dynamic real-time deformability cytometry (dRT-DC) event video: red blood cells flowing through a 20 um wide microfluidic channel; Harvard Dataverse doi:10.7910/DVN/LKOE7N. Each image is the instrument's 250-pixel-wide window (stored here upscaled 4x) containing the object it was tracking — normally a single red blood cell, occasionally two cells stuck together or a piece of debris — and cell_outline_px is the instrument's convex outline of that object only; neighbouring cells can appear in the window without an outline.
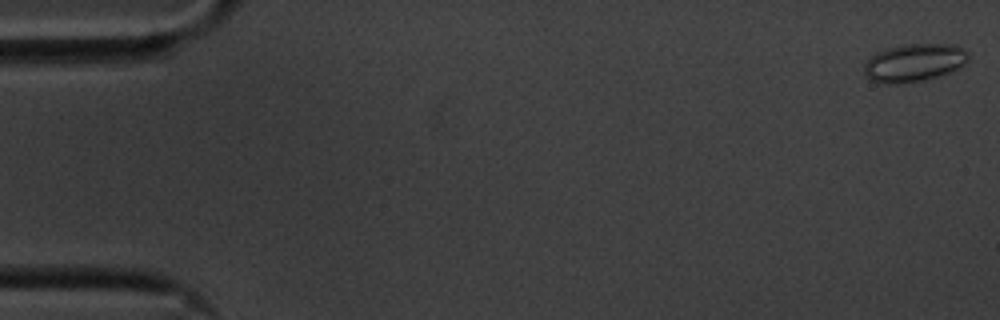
{"species": "common noctule bat (a hibernating species)", "species_latin": "Nyctalus noctula", "temperature_condition": "cold", "stored_images_in_passage": 53, "camera_frame_rate_fps": 3000, "um_per_image_px": 0.085, "animal": {"sex": "male", "body_mass_g": 20.1, "forearm_length_mm": 53.5}, "frame": {"image": 1, "passage_image": 1, "time_ms": 0.0, "image_size_px": [1000, 320], "cell_outline_px": [[968, 60], [964, 64], [940, 76], [924, 80], [904, 84], [884, 84], [872, 80], [864, 72], [864, 64], [876, 52], [884, 48], [908, 44], [956, 44], [968, 52]], "centroid_in_image_um": [77.7, 5.33], "position_along_channel_um": 7.3, "area_um2": 23.12}}
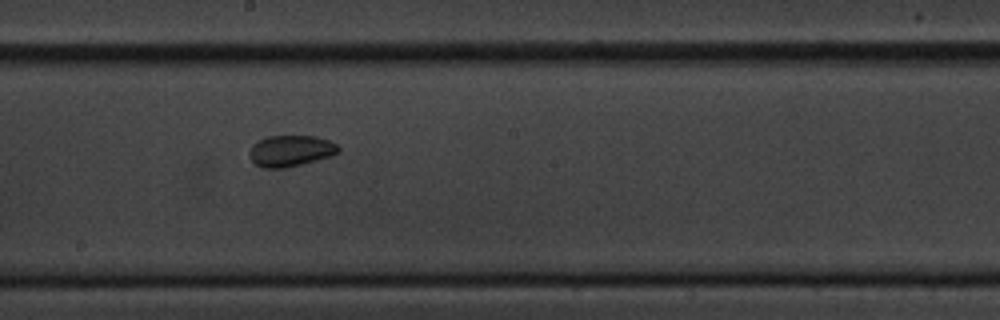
{"frame": {"image": 2, "passage_image": 31, "time_ms": 10.0, "image_size_px": [1000, 320], "cell_outline_px": [[340, 152], [332, 156], [284, 168], [264, 168], [256, 164], [248, 156], [248, 152], [252, 144], [268, 136], [316, 136], [328, 140], [336, 144], [340, 148]], "centroid_in_image_um": [24.7, 12.82], "position_along_channel_um": 223.5, "area_um2": 16.18}}
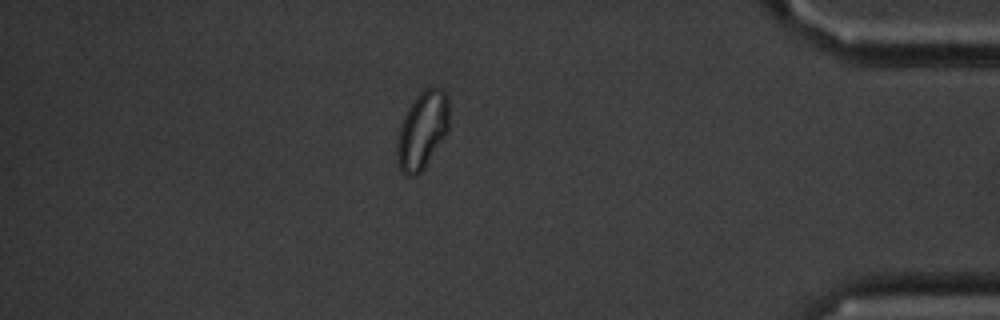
{"frame": {"image": 3, "passage_image": 49, "time_ms": 16.0, "image_size_px": [1000, 320], "cell_outline_px": [[448, 132], [424, 168], [416, 176], [404, 176], [400, 172], [396, 156], [396, 144], [400, 128], [404, 116], [408, 108], [416, 96], [424, 88], [440, 88], [448, 92]], "centroid_in_image_um": [35.89, 11.09], "position_along_channel_um": 399.3, "area_um2": 23.7}}